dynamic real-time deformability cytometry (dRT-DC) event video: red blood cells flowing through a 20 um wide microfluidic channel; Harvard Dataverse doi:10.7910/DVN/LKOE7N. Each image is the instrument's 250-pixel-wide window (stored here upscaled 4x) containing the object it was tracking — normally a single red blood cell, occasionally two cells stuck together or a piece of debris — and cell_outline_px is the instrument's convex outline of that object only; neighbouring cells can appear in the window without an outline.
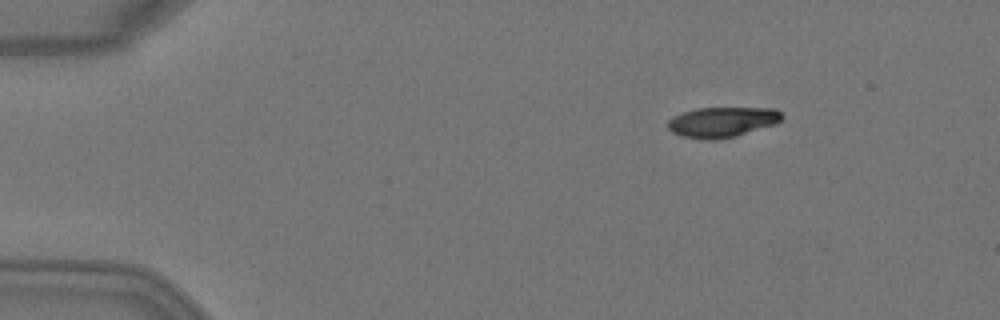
{"species": "Egyptian fruit bat (a non-hibernating species)", "species_latin": "Rousettus aegyptiacus", "temperature_condition": "warm", "stored_images_in_passage": 5, "camera_frame_rate_fps": 3000, "um_per_image_px": 0.085, "animal": {"sex": "female"}, "frame": {"image": 1, "passage_image": 3, "time_ms": 0.667, "image_size_px": [1000, 320], "cell_outline_px": [[784, 116], [776, 124], [736, 136], [720, 140], [704, 140], [680, 136], [672, 132], [668, 128], [668, 120], [672, 116], [696, 108], [776, 108]], "centroid_in_image_um": [61.38, 10.38], "position_along_channel_um": 23.6, "area_um2": 20.35}}